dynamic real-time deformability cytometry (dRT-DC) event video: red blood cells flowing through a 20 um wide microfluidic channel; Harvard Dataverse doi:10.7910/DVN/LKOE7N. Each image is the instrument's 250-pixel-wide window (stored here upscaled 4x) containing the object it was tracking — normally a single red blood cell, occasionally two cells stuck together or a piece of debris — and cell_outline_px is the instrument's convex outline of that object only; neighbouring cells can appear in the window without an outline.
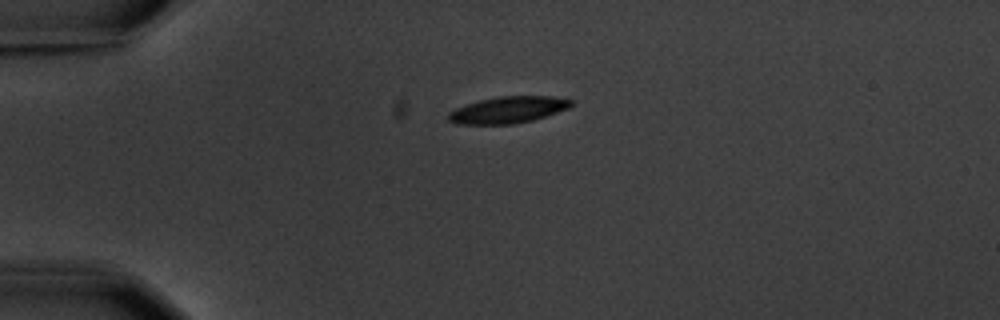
{"species": "common noctule bat (a hibernating species)", "species_latin": "Nyctalus noctula", "temperature_condition": "warm", "stored_images_in_passage": 3, "camera_frame_rate_fps": 3000, "um_per_image_px": 0.085, "animal": {"sex": "male", "body_mass_g": 20.1, "forearm_length_mm": 53.5}, "frame": {"image": 1, "passage_image": 1, "time_ms": 0.0, "image_size_px": [1000, 320], "cell_outline_px": [[576, 100], [568, 108], [532, 120], [512, 124], [456, 124], [448, 120], [448, 112], [456, 108], [480, 100], [500, 96], [552, 96]], "centroid_in_image_um": [43.19, 9.33], "position_along_channel_um": 41.8, "area_um2": 18.9}}
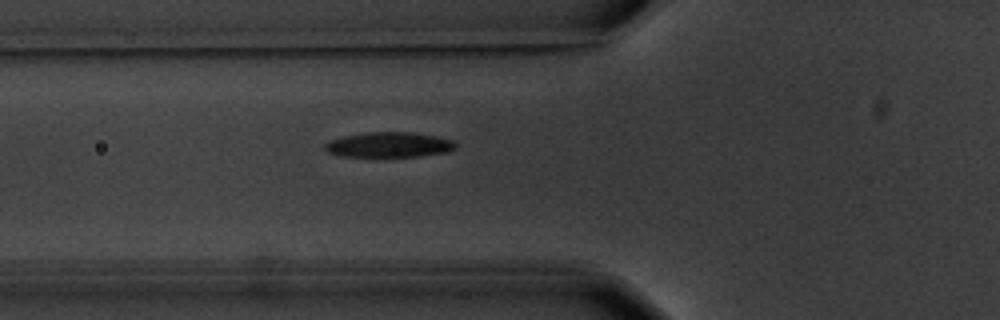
{"frame": {"image": 2, "passage_image": 3, "time_ms": 2.333, "image_size_px": [1000, 320], "cell_outline_px": [[456, 148], [444, 152], [416, 156], [344, 156], [328, 152], [324, 148], [324, 144], [328, 140], [344, 136], [364, 132], [408, 132], [456, 140]], "centroid_in_image_um": [33.03, 12.29], "position_along_channel_um": 92.8, "area_um2": 18.9}}